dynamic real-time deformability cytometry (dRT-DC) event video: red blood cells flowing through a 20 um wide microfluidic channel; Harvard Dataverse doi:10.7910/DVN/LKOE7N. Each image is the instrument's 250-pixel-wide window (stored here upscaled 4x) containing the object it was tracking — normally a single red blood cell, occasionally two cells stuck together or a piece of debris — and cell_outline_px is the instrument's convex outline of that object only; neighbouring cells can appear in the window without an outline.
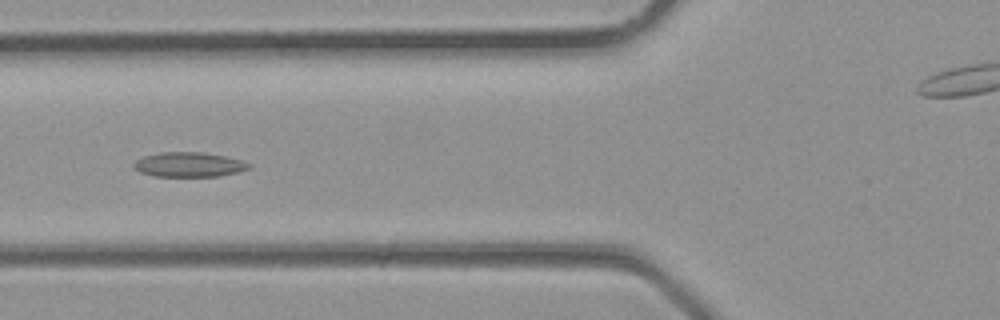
{"species": "common noctule bat (a hibernating species)", "species_latin": "Nyctalus noctula", "temperature_condition": "room temperature", "stored_images_in_passage": 26, "camera_frame_rate_fps": 3000, "um_per_image_px": 0.085, "animal": {"sex": "male", "body_mass_g": 23.1, "forearm_length_mm": 52.7}, "frame": {"image": 1, "passage_image": 4, "time_ms": 1.0, "image_size_px": [1000, 320], "cell_outline_px": [[252, 164], [248, 168], [236, 172], [220, 176], [156, 176], [140, 172], [132, 168], [132, 164], [136, 160], [144, 156], [160, 152], [204, 152], [224, 156], [240, 160]], "centroid_in_image_um": [16.01, 13.98], "position_along_channel_um": 109.8, "area_um2": 16.47}}
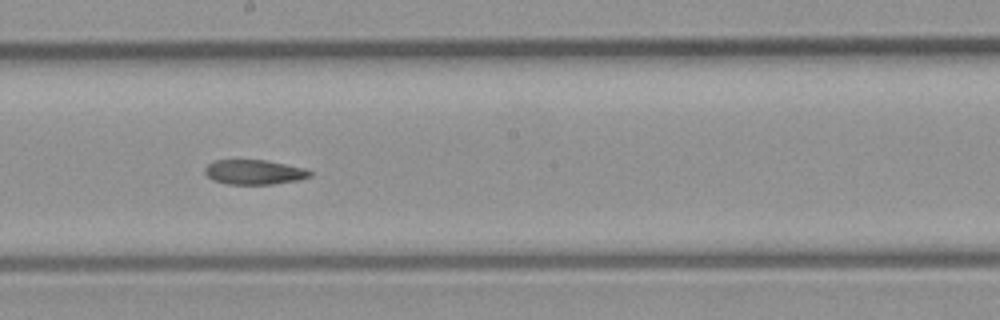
{"frame": {"image": 2, "passage_image": 10, "time_ms": 3.0, "image_size_px": [1000, 320], "cell_outline_px": [[312, 176], [296, 180], [272, 184], [228, 184], [212, 180], [204, 172], [204, 168], [208, 164], [216, 160], [268, 160], [308, 168], [312, 172]], "centroid_in_image_um": [21.63, 14.62], "position_along_channel_um": 226.6, "area_um2": 15.26}}
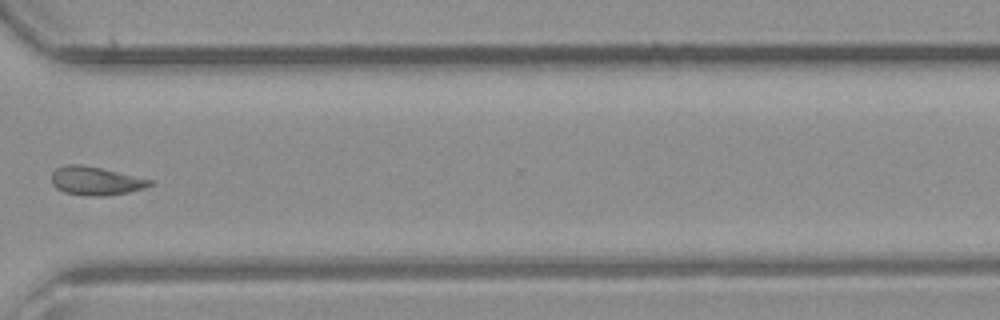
{"frame": {"image": 3, "passage_image": 17, "time_ms": 5.333, "image_size_px": [1000, 320], "cell_outline_px": [[152, 184], [144, 188], [128, 192], [108, 196], [84, 196], [64, 192], [56, 188], [52, 184], [52, 172], [56, 168], [64, 164], [80, 164], [100, 168], [152, 180]], "centroid_in_image_um": [8.08, 15.38], "position_along_channel_um": 362.5, "area_um2": 16.3}}